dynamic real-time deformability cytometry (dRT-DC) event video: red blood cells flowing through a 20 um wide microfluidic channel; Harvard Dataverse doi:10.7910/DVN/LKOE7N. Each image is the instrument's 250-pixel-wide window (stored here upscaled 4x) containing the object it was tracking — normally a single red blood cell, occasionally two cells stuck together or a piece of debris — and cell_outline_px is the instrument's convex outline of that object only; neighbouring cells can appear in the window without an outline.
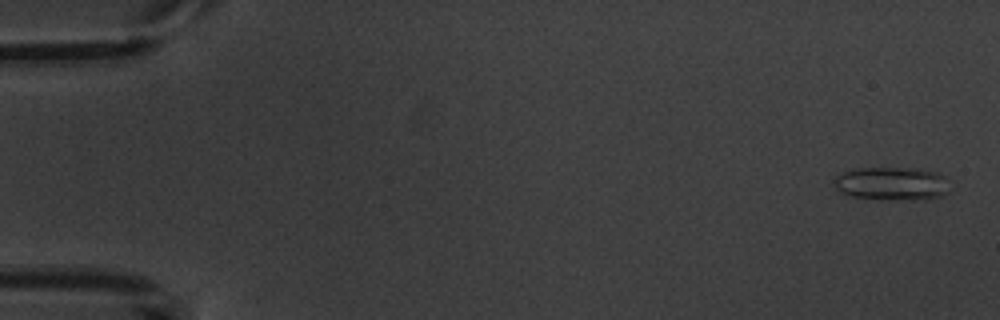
{"species": "common noctule bat (a hibernating species)", "species_latin": "Nyctalus noctula", "temperature_condition": "warm", "stored_images_in_passage": 4, "camera_frame_rate_fps": 3000, "um_per_image_px": 0.085, "animal": {"sex": "male", "body_mass_g": 20.1, "forearm_length_mm": 53.5}, "frame": {"image": 1, "passage_image": 1, "time_ms": 0.0, "image_size_px": [1000, 320], "cell_outline_px": [[948, 192], [944, 196], [924, 200], [880, 200], [852, 196], [840, 192], [836, 188], [832, 180], [832, 176], [856, 168], [916, 168], [940, 172], [944, 176]], "centroid_in_image_um": [75.79, 15.62], "position_along_channel_um": 9.2, "area_um2": 23.0}}
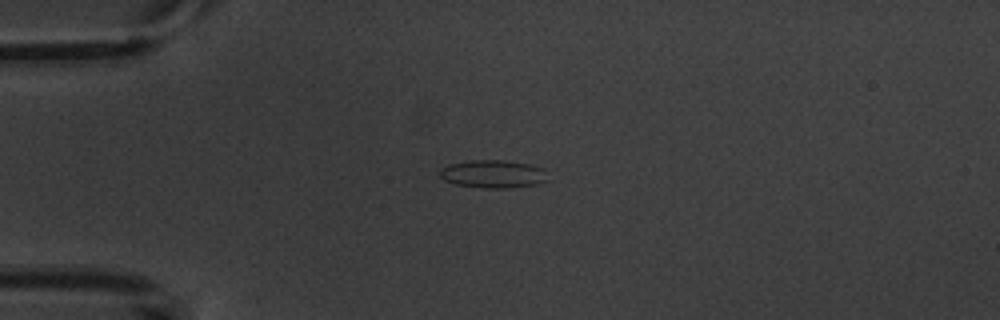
{"frame": {"image": 2, "passage_image": 4, "time_ms": 4.0, "image_size_px": [1000, 320], "cell_outline_px": [[548, 180], [540, 184], [504, 188], [484, 188], [456, 184], [444, 180], [440, 176], [440, 168], [448, 164], [472, 160], [504, 160], [528, 164], [544, 168]], "centroid_in_image_um": [41.92, 14.79], "position_along_channel_um": 43.1, "area_um2": 17.63}}